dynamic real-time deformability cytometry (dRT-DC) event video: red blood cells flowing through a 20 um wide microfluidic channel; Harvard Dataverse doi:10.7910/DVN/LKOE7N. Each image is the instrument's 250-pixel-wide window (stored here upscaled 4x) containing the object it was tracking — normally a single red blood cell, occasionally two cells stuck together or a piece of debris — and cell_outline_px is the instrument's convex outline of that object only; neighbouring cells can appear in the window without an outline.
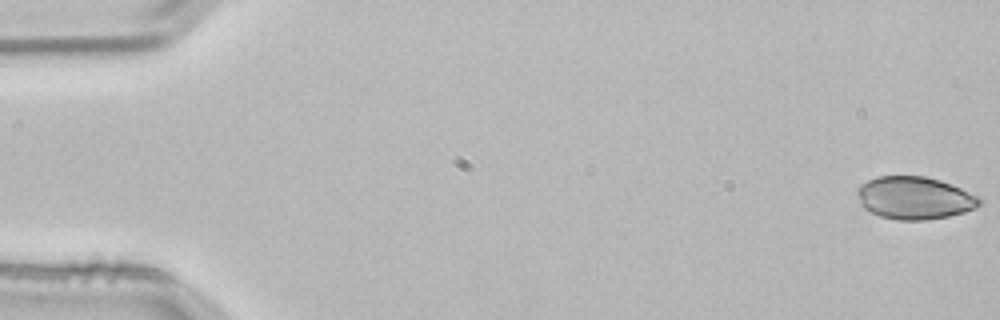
{"species": "common noctule bat (a hibernating species)", "species_latin": "Nyctalus noctula", "temperature_condition": "room temperature", "stored_images_in_passage": 5, "segment_of_instrument_passage": [1, 2], "camera_frame_rate_fps": 3000, "um_per_image_px": 0.085, "animal": {"sex": "male", "body_mass_g": 21.5, "forearm_length_mm": 52.0}, "frame": {"image": 1, "passage_image": 1, "time_ms": 0.0, "image_size_px": [1000, 320], "cell_outline_px": [[984, 200], [976, 208], [964, 212], [948, 216], [924, 220], [896, 220], [880, 216], [868, 212], [860, 204], [856, 192], [856, 188], [860, 184], [876, 176], [924, 176], [940, 180], [980, 196]], "centroid_in_image_um": [77.72, 16.82], "position_along_channel_um": 7.3, "area_um2": 30.69}}